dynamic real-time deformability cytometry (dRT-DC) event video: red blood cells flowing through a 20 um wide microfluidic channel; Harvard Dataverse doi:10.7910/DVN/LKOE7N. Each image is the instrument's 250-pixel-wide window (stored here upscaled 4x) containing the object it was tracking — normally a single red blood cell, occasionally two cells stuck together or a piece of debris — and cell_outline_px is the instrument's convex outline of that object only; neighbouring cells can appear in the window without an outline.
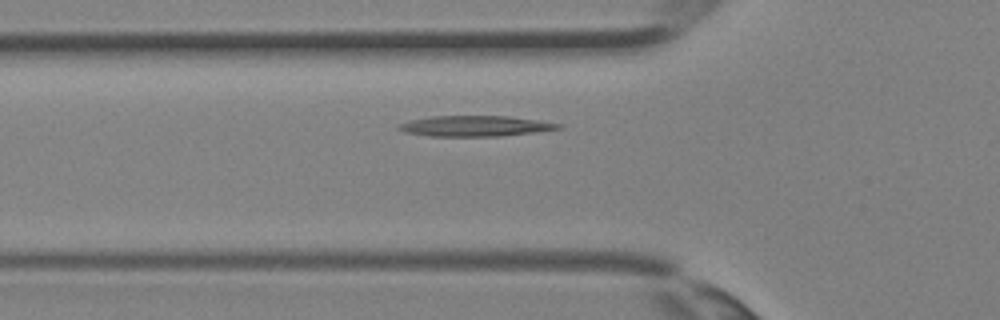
{"species": "Egyptian fruit bat (a non-hibernating species)", "species_latin": "Rousettus aegyptiacus", "temperature_condition": "room temperature", "stored_images_in_passage": 31, "camera_frame_rate_fps": 3000, "um_per_image_px": 0.085, "animal": {"sex": "female"}, "frame": {"image": 1, "passage_image": 8, "time_ms": 2.333, "image_size_px": [1000, 320], "cell_outline_px": [[564, 128], [500, 136], [428, 136], [404, 132], [396, 128], [400, 124], [412, 120], [432, 116], [508, 116], [564, 124]], "centroid_in_image_um": [40.4, 10.71], "position_along_channel_um": 85.4, "area_um2": 19.02}}
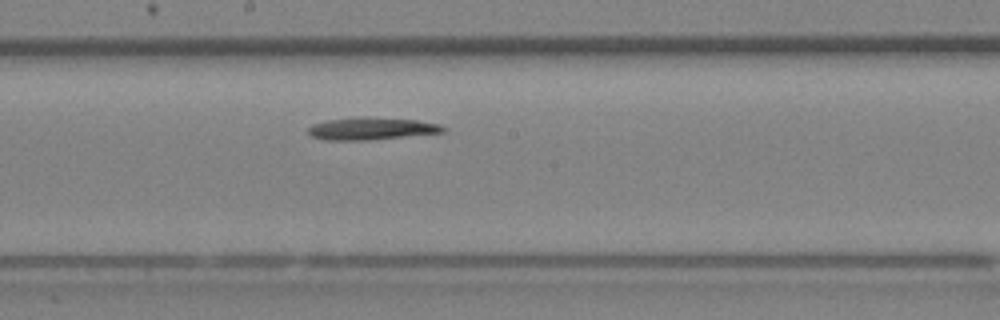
{"frame": {"image": 2, "passage_image": 15, "time_ms": 4.667, "image_size_px": [1000, 320], "cell_outline_px": [[448, 128], [444, 132], [368, 140], [320, 140], [312, 136], [308, 132], [308, 128], [312, 124], [328, 120], [364, 116], [368, 116], [416, 120], [440, 124]], "centroid_in_image_um": [31.57, 10.92], "position_along_channel_um": 216.6, "area_um2": 17.69}}
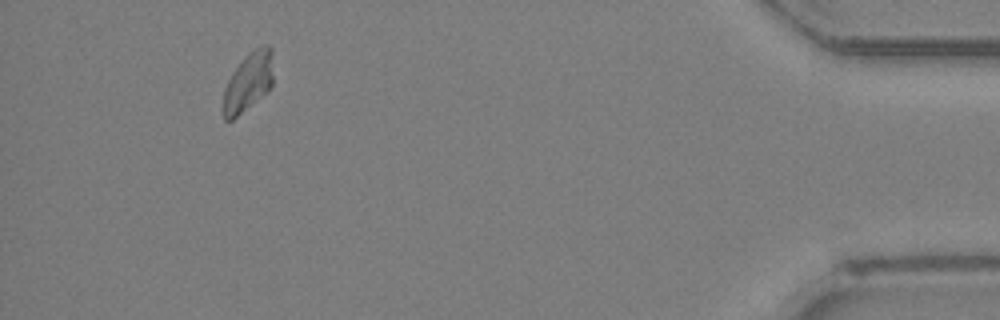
{"frame": {"image": 3, "passage_image": 29, "time_ms": 9.333, "image_size_px": [1000, 320], "cell_outline_px": [[272, 84], [260, 96], [232, 120], [224, 120], [224, 88], [232, 72], [256, 48], [268, 44], [272, 48]], "centroid_in_image_um": [21.1, 6.95], "position_along_channel_um": 414.1, "area_um2": 16.24}}